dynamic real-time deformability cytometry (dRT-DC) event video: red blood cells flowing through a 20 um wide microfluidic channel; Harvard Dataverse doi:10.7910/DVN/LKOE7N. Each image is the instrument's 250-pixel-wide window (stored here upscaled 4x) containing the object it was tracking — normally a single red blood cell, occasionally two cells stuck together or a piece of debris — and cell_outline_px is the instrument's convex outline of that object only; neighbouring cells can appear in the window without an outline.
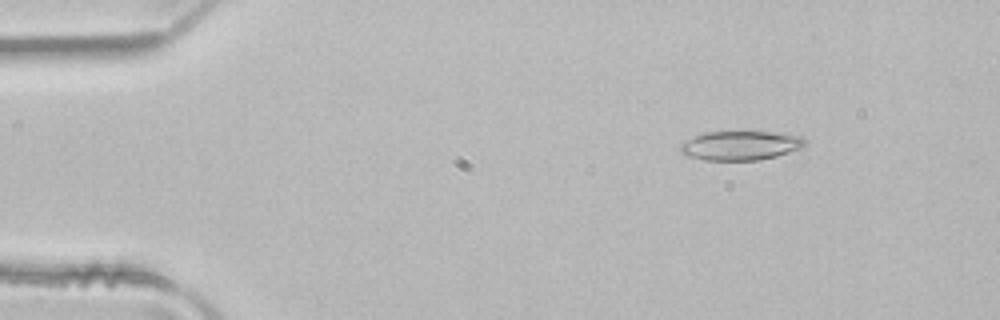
{"species": "common noctule bat (a hibernating species)", "species_latin": "Nyctalus noctula", "temperature_condition": "room temperature", "stored_images_in_passage": 4, "camera_frame_rate_fps": 3000, "um_per_image_px": 0.085, "animal": {"sex": "male", "body_mass_g": 21.5, "forearm_length_mm": 52.0}, "frame": {"image": 1, "passage_image": 2, "time_ms": 0.333, "image_size_px": [1000, 320], "cell_outline_px": [[808, 140], [800, 148], [776, 156], [760, 160], [704, 160], [688, 156], [680, 152], [680, 144], [684, 140], [704, 132], [772, 132], [804, 136]], "centroid_in_image_um": [62.93, 12.36], "position_along_channel_um": 22.1, "area_um2": 21.27}}